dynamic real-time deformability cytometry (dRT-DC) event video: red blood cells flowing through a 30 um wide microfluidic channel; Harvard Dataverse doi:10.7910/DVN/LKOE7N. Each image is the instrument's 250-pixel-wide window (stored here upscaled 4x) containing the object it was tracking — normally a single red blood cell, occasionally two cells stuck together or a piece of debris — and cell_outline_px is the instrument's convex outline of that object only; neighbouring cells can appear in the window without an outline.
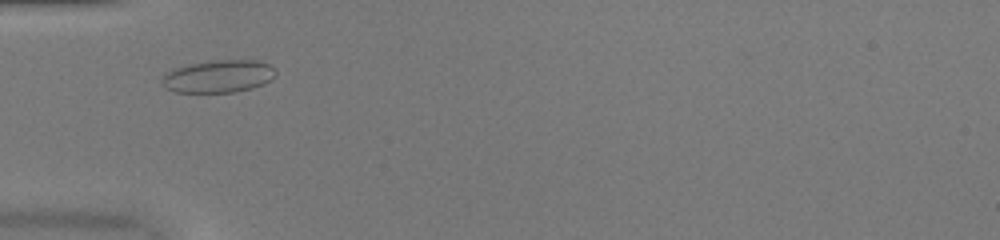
{"species": "common noctule bat (a hibernating species)", "species_latin": "Nyctalus noctula", "temperature_condition": "warm", "stored_images_in_passage": 40, "camera_frame_rate_fps": 3000, "um_per_image_px": 0.085, "animal": {"sex": "female", "body_mass_g": 20.0, "forearm_length_mm": 54.0}, "frame": {"image": 1, "passage_image": 6, "time_ms": 1.667, "image_size_px": [1000, 240], "cell_outline_px": [[276, 76], [272, 80], [264, 84], [252, 88], [236, 92], [176, 92], [164, 88], [160, 80], [168, 72], [176, 68], [188, 64], [212, 60], [256, 60], [268, 64], [276, 68]], "centroid_in_image_um": [18.6, 6.49], "position_along_channel_um": 66.4, "area_um2": 21.79}}
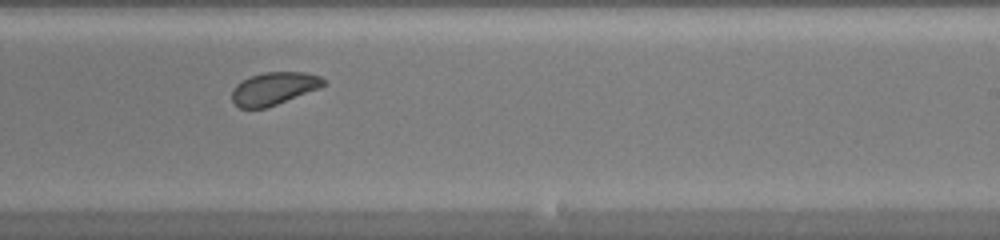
{"frame": {"image": 2, "passage_image": 21, "time_ms": 6.667, "image_size_px": [1000, 240], "cell_outline_px": [[324, 84], [320, 88], [276, 104], [264, 108], [240, 108], [232, 100], [232, 92], [236, 84], [252, 76], [264, 72], [308, 72], [320, 76], [324, 80]], "centroid_in_image_um": [23.29, 7.51], "position_along_channel_um": 265.7, "area_um2": 17.17}}
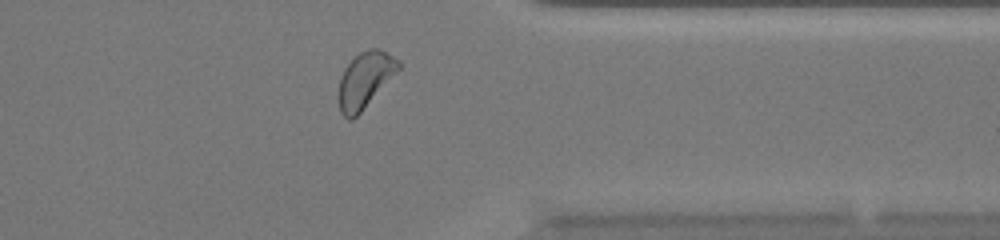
{"frame": {"image": 3, "passage_image": 30, "time_ms": 9.667, "image_size_px": [1000, 240], "cell_outline_px": [[400, 68], [360, 112], [352, 120], [348, 120], [340, 112], [336, 96], [340, 76], [344, 68], [360, 52], [368, 48], [376, 48], [400, 60]], "centroid_in_image_um": [30.96, 6.81], "position_along_channel_um": 380.4, "area_um2": 19.36}, "authors_computed_cell_mechanics": {"area_um2": 19.1318, "velocity_mm_per_s": 4.0211, "shape_relaxation_time_tau1_ms": 2.2698, "shape_relaxation_time_tau2_ms": 1.1251, "deformation_change_tau1": 0.0847, "deformation_change_tau2": 0.0396}}